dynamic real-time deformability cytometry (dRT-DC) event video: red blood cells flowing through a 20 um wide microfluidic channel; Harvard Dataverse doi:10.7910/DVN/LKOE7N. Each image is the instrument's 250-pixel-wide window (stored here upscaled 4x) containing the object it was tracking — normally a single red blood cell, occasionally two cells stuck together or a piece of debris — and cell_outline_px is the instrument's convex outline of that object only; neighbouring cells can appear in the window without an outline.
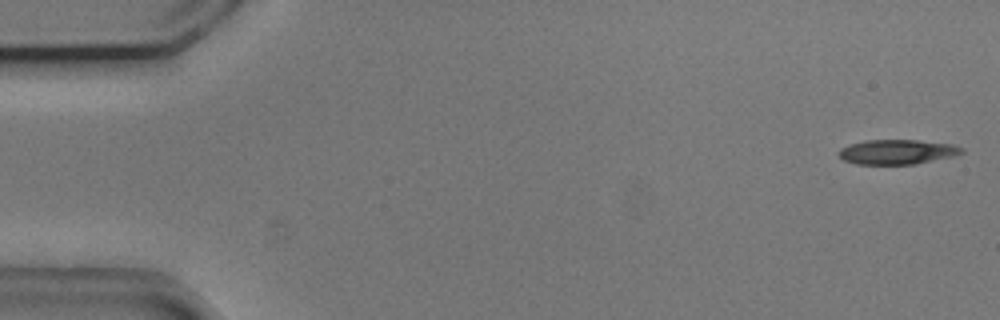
{"species": "common noctule bat (a hibernating species)", "species_latin": "Nyctalus noctula", "temperature_condition": "cold", "stored_images_in_passage": 13, "camera_frame_rate_fps": 3000, "um_per_image_px": 0.085, "animal": {"sex": "male", "body_mass_g": 20.5, "forearm_length_mm": 52.5}, "frame": {"image": 1, "passage_image": 1, "time_ms": 0.0, "image_size_px": [1000, 320], "cell_outline_px": [[964, 152], [952, 156], [916, 164], [856, 164], [844, 160], [836, 152], [840, 148], [864, 140], [916, 140], [952, 144], [964, 148]], "centroid_in_image_um": [76.25, 12.91], "position_along_channel_um": 8.8, "area_um2": 17.63}}